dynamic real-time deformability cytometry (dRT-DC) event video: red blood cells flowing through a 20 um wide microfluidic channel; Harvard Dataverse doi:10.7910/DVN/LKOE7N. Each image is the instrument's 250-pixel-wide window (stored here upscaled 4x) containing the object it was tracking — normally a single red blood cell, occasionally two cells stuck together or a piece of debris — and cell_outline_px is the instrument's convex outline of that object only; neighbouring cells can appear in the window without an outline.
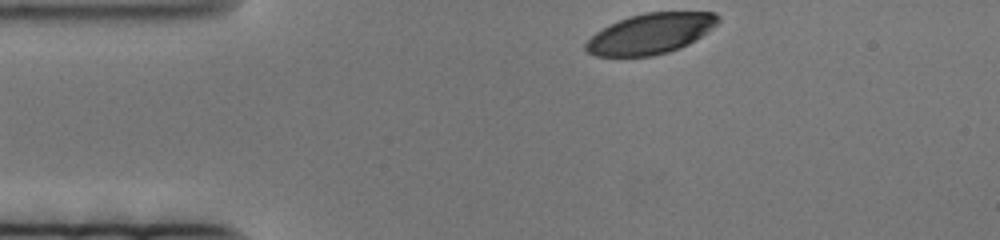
{"species": "human", "species_latin": "Homo sapiens", "temperature_condition": "cold", "stored_images_in_passage": 68, "camera_frame_rate_fps": 3000, "um_per_image_px": 0.085, "donor": {"sex": "female"}, "frame": {"image": 1, "passage_image": 1, "time_ms": 0.0, "image_size_px": [1000, 240], "cell_outline_px": [[720, 20], [712, 28], [696, 40], [680, 48], [668, 52], [652, 56], [596, 56], [588, 52], [584, 48], [584, 44], [596, 32], [628, 16], [644, 12], [716, 12], [720, 16]], "centroid_in_image_um": [55.32, 2.86], "position_along_channel_um": 29.7, "area_um2": 31.1}}
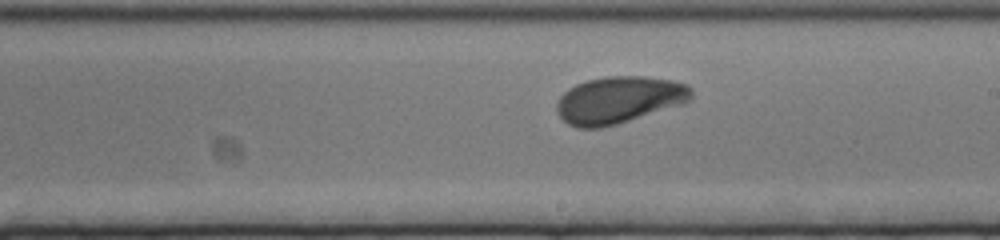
{"frame": {"image": 2, "passage_image": 32, "time_ms": 10.333, "image_size_px": [1000, 240], "cell_outline_px": [[692, 100], [684, 104], [616, 124], [600, 128], [576, 128], [568, 124], [560, 116], [556, 108], [556, 104], [560, 96], [568, 88], [576, 84], [588, 80], [604, 76], [644, 76], [672, 80], [688, 84], [692, 88]], "centroid_in_image_um": [52.64, 8.48], "position_along_channel_um": 236.4, "area_um2": 37.11}}
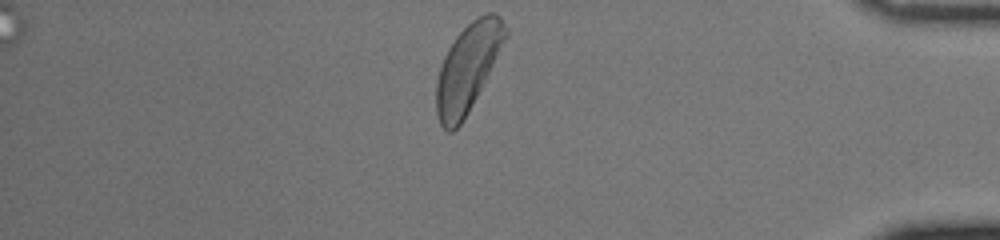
{"frame": {"image": 3, "passage_image": 56, "time_ms": 18.333, "image_size_px": [1000, 240], "cell_outline_px": [[508, 36], [464, 120], [452, 132], [448, 132], [440, 124], [436, 112], [436, 84], [440, 68], [444, 56], [448, 48], [456, 36], [472, 20], [488, 12], [492, 12], [500, 16], [508, 28]], "centroid_in_image_um": [39.76, 5.75], "position_along_channel_um": 395.4, "area_um2": 34.91}}